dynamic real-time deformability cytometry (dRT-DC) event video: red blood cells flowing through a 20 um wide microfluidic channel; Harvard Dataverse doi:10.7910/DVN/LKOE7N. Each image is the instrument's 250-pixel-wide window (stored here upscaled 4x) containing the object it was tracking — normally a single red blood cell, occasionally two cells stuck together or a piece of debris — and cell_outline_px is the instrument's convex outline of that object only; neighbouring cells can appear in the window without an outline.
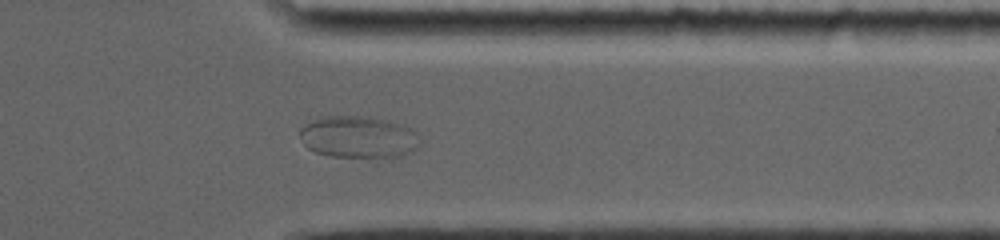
{"species": "common noctule bat (a hibernating species)", "species_latin": "Nyctalus noctula", "temperature_condition": "room temperature", "stored_images_in_passage": 71, "segment_of_instrument_passage": [2, 3], "camera_frame_rate_fps": 5000, "um_per_image_px": 0.085, "animal": {"sex": "female", "body_mass_g": 19.0, "forearm_length_mm": 56.7}, "frame": {"image": 1, "passage_image": 55, "time_ms": 10.8, "image_size_px": [1000, 240], "cell_outline_px": [[420, 144], [416, 148], [376, 164], [332, 156], [316, 152], [308, 148], [304, 144]], "centroid_in_image_um": [30.86, 12.85], "position_along_channel_um": 380.5, "area_um2": 10.17}}